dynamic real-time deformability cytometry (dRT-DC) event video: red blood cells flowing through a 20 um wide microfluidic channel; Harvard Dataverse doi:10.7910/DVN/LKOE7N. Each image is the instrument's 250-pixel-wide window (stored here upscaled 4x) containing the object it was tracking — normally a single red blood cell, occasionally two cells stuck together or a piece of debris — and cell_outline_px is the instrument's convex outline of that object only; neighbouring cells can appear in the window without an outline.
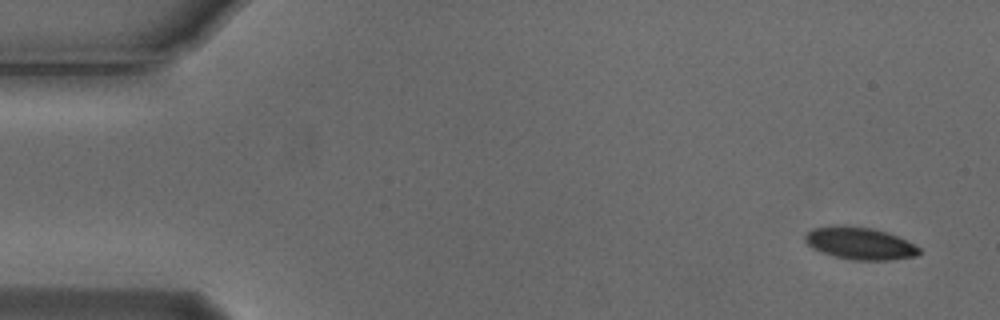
{"species": "Egyptian fruit bat (a non-hibernating species)", "species_latin": "Rousettus aegyptiacus", "temperature_condition": "cold", "stored_images_in_passage": 4, "camera_frame_rate_fps": 3000, "um_per_image_px": 0.085, "animal": {"sex": "male"}, "frame": {"image": 1, "passage_image": 1, "time_ms": 0.0, "image_size_px": [1000, 320], "cell_outline_px": [[920, 252], [916, 256], [888, 260], [852, 260], [820, 252], [812, 248], [804, 240], [804, 236], [812, 228], [872, 228], [896, 236], [920, 248]], "centroid_in_image_um": [73.09, 20.74], "position_along_channel_um": 11.9, "area_um2": 20.46}}
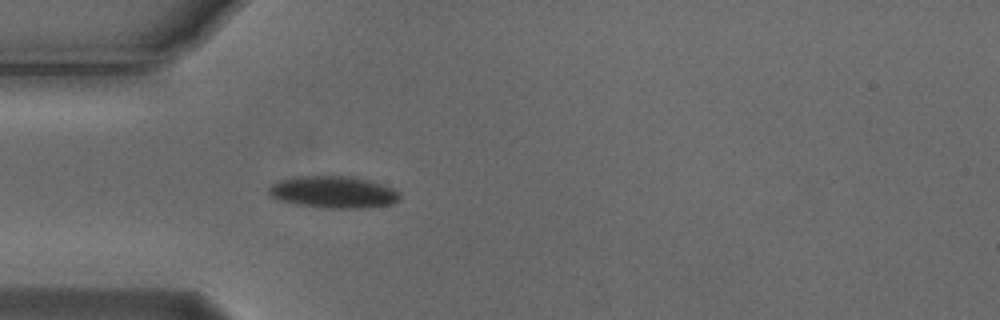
{"frame": {"image": 2, "passage_image": 4, "time_ms": 1.0, "image_size_px": [1000, 320], "cell_outline_px": [[400, 200], [392, 204], [364, 208], [324, 208], [292, 204], [280, 200], [272, 196], [268, 192], [268, 188], [272, 184], [280, 180], [292, 176], [352, 176], [368, 180], [392, 188], [400, 192]], "centroid_in_image_um": [28.33, 16.33], "position_along_channel_um": 56.7, "area_um2": 24.57}}